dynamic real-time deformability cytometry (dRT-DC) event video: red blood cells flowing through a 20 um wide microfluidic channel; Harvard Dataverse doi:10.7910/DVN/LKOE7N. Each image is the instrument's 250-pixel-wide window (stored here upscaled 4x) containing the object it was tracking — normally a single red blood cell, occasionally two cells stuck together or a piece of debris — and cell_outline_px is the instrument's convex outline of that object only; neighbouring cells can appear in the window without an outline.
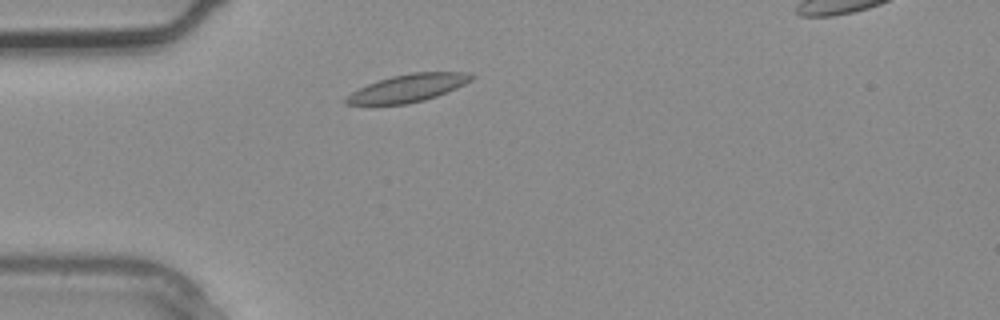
{"species": "common noctule bat (a hibernating species)", "species_latin": "Nyctalus noctula", "temperature_condition": "warm", "stored_images_in_passage": 2, "segment_of_instrument_passage": [1, 2], "camera_frame_rate_fps": 3000, "um_per_image_px": 0.085, "animal": {"sex": "male", "body_mass_g": 20.4}, "frame": {"image": 1, "passage_image": 1, "time_ms": 0.0, "image_size_px": [1000, 320], "cell_outline_px": [[476, 76], [472, 80], [456, 88], [436, 96], [424, 100], [404, 104], [344, 104], [344, 100], [352, 92], [368, 84], [392, 76], [412, 72], [464, 72]], "centroid_in_image_um": [34.7, 7.48], "position_along_channel_um": 50.3, "area_um2": 19.83}}